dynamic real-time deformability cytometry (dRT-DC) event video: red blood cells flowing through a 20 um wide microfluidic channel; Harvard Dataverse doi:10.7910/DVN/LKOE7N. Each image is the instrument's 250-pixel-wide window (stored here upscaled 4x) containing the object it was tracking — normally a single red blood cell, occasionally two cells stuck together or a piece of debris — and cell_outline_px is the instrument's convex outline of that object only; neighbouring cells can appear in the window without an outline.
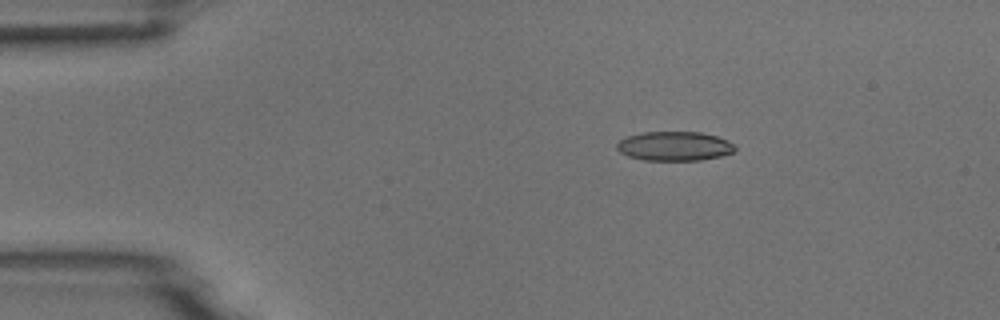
{"species": "common noctule bat (a hibernating species)", "species_latin": "Nyctalus noctula", "temperature_condition": "room temperature", "stored_images_in_passage": 4, "camera_frame_rate_fps": 3000, "um_per_image_px": 0.085, "animal": {"sex": "male", "body_mass_g": 18.8}, "frame": {"image": 1, "passage_image": 3, "time_ms": 0.667, "image_size_px": [1000, 320], "cell_outline_px": [[736, 148], [732, 152], [720, 156], [700, 160], [644, 160], [628, 156], [620, 152], [616, 148], [616, 144], [624, 136], [640, 132], [700, 132], [716, 136], [728, 140], [736, 144]], "centroid_in_image_um": [57.31, 12.41], "position_along_channel_um": 27.7, "area_um2": 20.29}}